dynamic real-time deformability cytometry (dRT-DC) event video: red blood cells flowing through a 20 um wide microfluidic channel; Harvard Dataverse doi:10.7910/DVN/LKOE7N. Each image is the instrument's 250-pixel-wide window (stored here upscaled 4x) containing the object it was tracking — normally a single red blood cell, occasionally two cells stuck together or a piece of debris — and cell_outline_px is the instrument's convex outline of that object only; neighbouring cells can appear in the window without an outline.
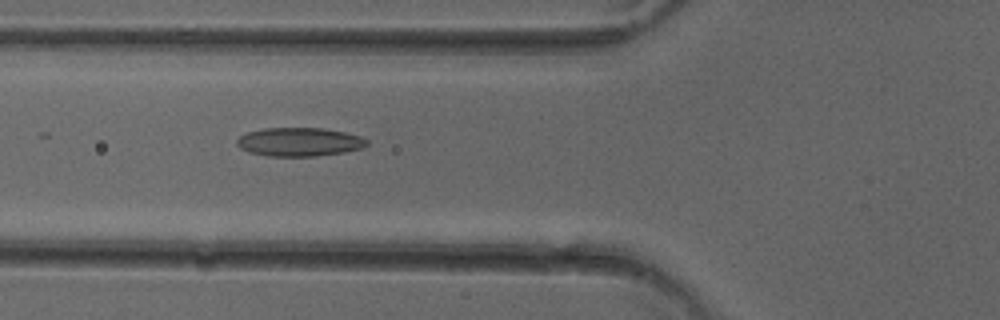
{"species": "common noctule bat (a hibernating species)", "species_latin": "Nyctalus noctula", "temperature_condition": "cold", "stored_images_in_passage": 6, "camera_frame_rate_fps": 3000, "um_per_image_px": 0.085, "animal": {"sex": "female"}, "frame": {"image": 1, "passage_image": 3, "time_ms": 0.667, "image_size_px": [1000, 320], "cell_outline_px": [[368, 144], [364, 148], [344, 152], [316, 156], [268, 156], [248, 152], [240, 148], [236, 144], [236, 140], [240, 136], [248, 132], [264, 128], [324, 128], [344, 132], [360, 136], [368, 140]], "centroid_in_image_um": [25.45, 12.06], "position_along_channel_um": 100.4, "area_um2": 21.79}}
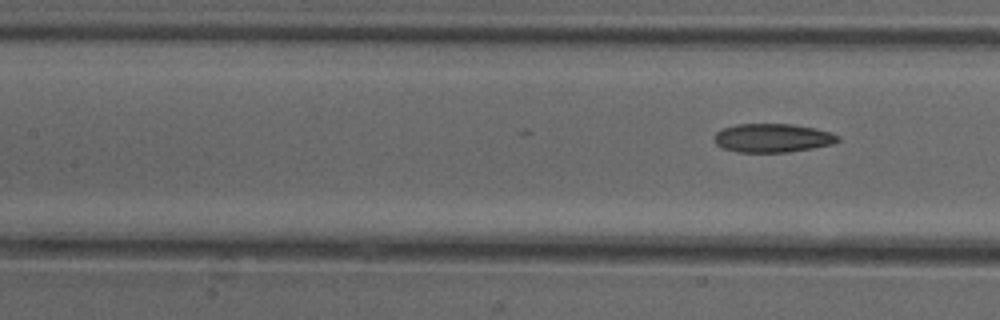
{"frame": {"image": 2, "passage_image": 6, "time_ms": 1.667, "image_size_px": [1000, 320], "cell_outline_px": [[840, 140], [832, 144], [812, 148], [788, 152], [736, 152], [724, 148], [716, 144], [712, 140], [716, 132], [724, 128], [736, 124], [792, 124], [816, 128], [832, 132], [840, 136]], "centroid_in_image_um": [65.67, 11.72], "position_along_channel_um": 141.7, "area_um2": 20.81}}